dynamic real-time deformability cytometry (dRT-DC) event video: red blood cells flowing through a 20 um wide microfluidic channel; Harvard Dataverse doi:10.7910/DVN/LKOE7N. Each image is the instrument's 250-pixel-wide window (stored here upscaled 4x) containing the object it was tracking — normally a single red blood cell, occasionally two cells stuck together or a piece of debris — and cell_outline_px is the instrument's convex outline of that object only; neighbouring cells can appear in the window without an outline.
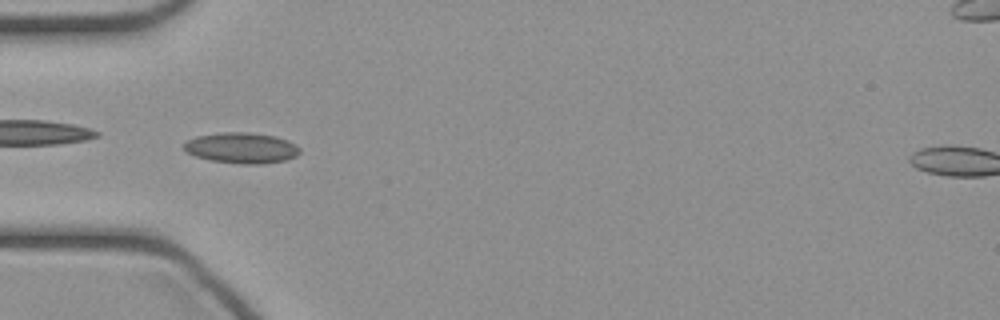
{"species": "common noctule bat (a hibernating species)", "species_latin": "Nyctalus noctula", "temperature_condition": "cold", "stored_images_in_passage": 30, "camera_frame_rate_fps": 3000, "um_per_image_px": 0.085, "animal": {"sex": "female", "body_mass_g": 21.9}, "frame": {"image": 1, "passage_image": 1, "time_ms": 0.0, "image_size_px": [1000, 320], "cell_outline_px": [[300, 152], [296, 156], [284, 160], [260, 164], [240, 164], [208, 160], [196, 156], [188, 152], [184, 148], [184, 144], [188, 140], [196, 136], [220, 132], [248, 132], [276, 136], [288, 140], [296, 144], [300, 148]], "centroid_in_image_um": [20.55, 12.57], "position_along_channel_um": 64.5, "area_um2": 20.81}}
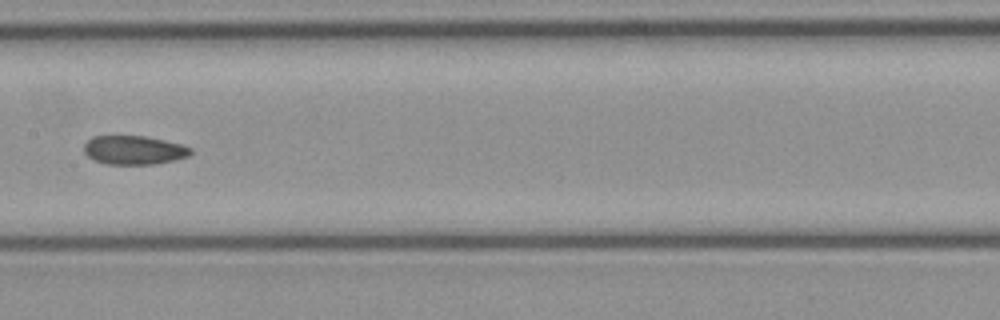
{"frame": {"image": 2, "passage_image": 10, "time_ms": 3.0, "image_size_px": [1000, 320], "cell_outline_px": [[192, 152], [188, 156], [156, 164], [104, 164], [88, 156], [84, 152], [84, 144], [92, 136], [144, 136], [164, 140], [180, 144], [192, 148]], "centroid_in_image_um": [11.37, 12.75], "position_along_channel_um": 196.0, "area_um2": 17.8}}
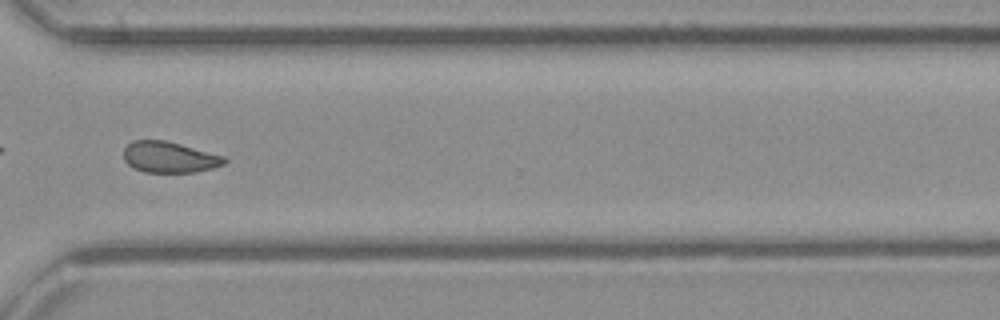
{"frame": {"image": 3, "passage_image": 21, "time_ms": 6.667, "image_size_px": [1000, 320], "cell_outline_px": [[228, 160], [224, 164], [212, 168], [196, 172], [144, 172], [132, 168], [124, 160], [124, 148], [132, 140], [164, 140], [180, 144], [224, 156]], "centroid_in_image_um": [14.37, 13.36], "position_along_channel_um": 356.2, "area_um2": 18.21}}